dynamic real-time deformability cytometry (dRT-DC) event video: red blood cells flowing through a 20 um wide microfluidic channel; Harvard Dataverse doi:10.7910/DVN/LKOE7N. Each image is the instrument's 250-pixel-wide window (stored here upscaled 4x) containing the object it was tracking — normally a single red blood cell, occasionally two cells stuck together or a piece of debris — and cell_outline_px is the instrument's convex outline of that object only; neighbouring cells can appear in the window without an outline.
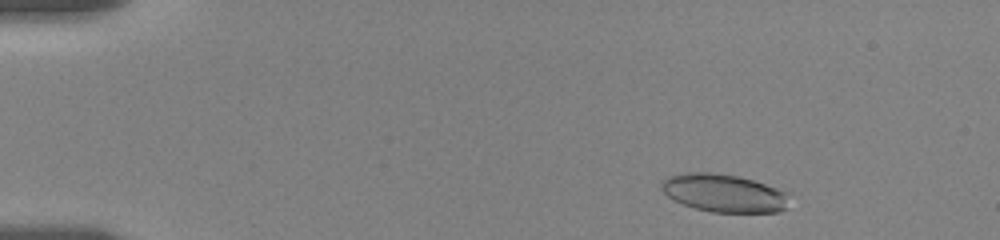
{"species": "human", "species_latin": "Homo sapiens", "temperature_condition": "room temperature", "stored_images_in_passage": 54, "camera_frame_rate_fps": 3000, "um_per_image_px": 0.085, "donor": {"sex": "female"}, "frame": {"image": 1, "passage_image": 5, "time_ms": 1.333, "image_size_px": [1000, 240], "cell_outline_px": [[788, 192], [784, 208], [780, 212], [712, 212], [696, 208], [684, 204], [668, 196], [660, 188], [660, 184], [668, 176], [688, 172], [708, 172], [736, 176], [752, 180]], "centroid_in_image_um": [61.5, 16.41], "position_along_channel_um": 23.5, "area_um2": 27.8}}
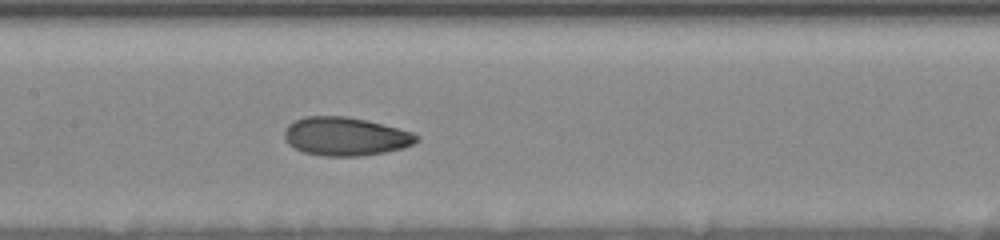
{"frame": {"image": 2, "passage_image": 26, "time_ms": 8.333, "image_size_px": [1000, 240], "cell_outline_px": [[420, 140], [404, 148], [384, 152], [360, 156], [324, 156], [304, 152], [288, 144], [284, 136], [284, 132], [288, 124], [296, 120], [308, 116], [344, 116], [368, 120], [412, 132], [420, 136]], "centroid_in_image_um": [29.39, 11.59], "position_along_channel_um": 178.0, "area_um2": 29.59}}
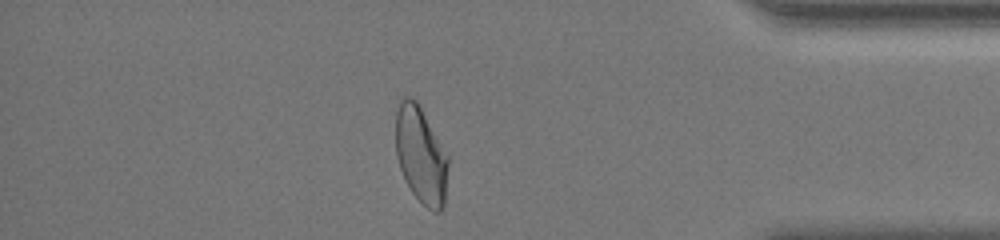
{"frame": {"image": 3, "passage_image": 47, "time_ms": 15.333, "image_size_px": [1000, 240], "cell_outline_px": [[448, 164], [444, 204], [440, 212], [436, 212], [428, 208], [412, 192], [400, 168], [396, 156], [396, 112], [400, 100], [404, 96], [408, 96], [416, 100], [420, 104], [448, 156]], "centroid_in_image_um": [35.77, 13.13], "position_along_channel_um": 399.4, "area_um2": 29.42}, "authors_computed_cell_mechanics": {"area_um2": 29.1312, "velocity_mm_per_s": 3.5387, "shape_relaxation_time_tau1_ms": 5.0467, "shape_relaxation_time_tau2_ms": 1.5783, "deformation_change_tau1": 0.1774, "deformation_change_tau2": 0.0657}}